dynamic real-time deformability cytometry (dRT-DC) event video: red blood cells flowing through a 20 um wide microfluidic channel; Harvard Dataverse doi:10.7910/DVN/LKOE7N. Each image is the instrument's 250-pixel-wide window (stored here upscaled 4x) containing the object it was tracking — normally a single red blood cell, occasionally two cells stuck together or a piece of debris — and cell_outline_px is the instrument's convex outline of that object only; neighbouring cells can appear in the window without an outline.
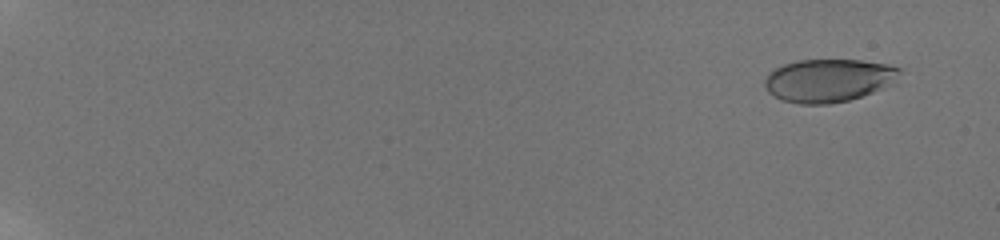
{"species": "human", "species_latin": "Homo sapiens", "temperature_condition": "room temperature", "stored_images_in_passage": 20, "camera_frame_rate_fps": 3000, "um_per_image_px": 0.085, "donor": {"sex": "male"}, "frame": {"image": 1, "passage_image": 2, "time_ms": 1.0, "image_size_px": [1000, 240], "cell_outline_px": [[900, 72], [880, 88], [872, 92], [848, 100], [828, 104], [800, 104], [780, 100], [772, 96], [764, 88], [764, 80], [768, 72], [784, 64], [796, 60], [860, 60], [888, 64], [900, 68]], "centroid_in_image_um": [70.29, 6.83], "position_along_channel_um": 14.7, "area_um2": 33.47}}
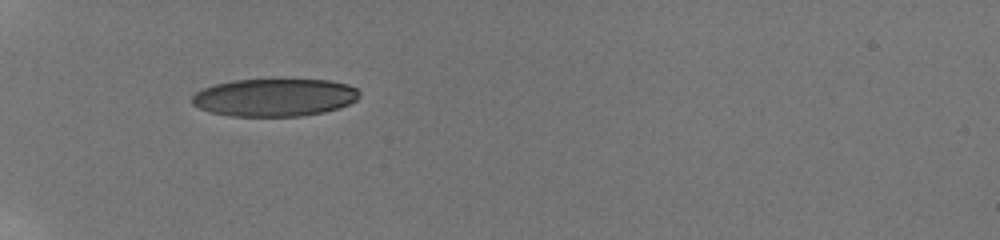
{"frame": {"image": 2, "passage_image": 15, "time_ms": 7.333, "image_size_px": [1000, 240], "cell_outline_px": [[360, 96], [356, 100], [340, 108], [324, 112], [300, 116], [232, 116], [212, 112], [200, 108], [192, 104], [192, 96], [196, 92], [204, 88], [216, 84], [232, 80], [328, 80], [348, 84], [356, 88], [360, 92]], "centroid_in_image_um": [23.36, 8.28], "position_along_channel_um": 61.6, "area_um2": 36.7}}
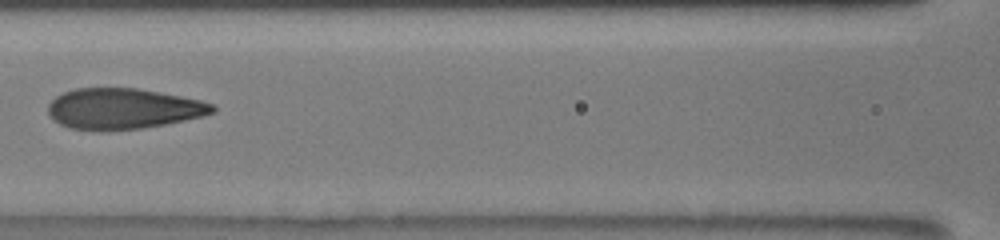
{"frame": {"image": 3, "passage_image": 18, "time_ms": 10.333, "image_size_px": [1000, 240], "cell_outline_px": [[216, 112], [184, 120], [164, 124], [140, 128], [72, 128], [60, 124], [52, 120], [48, 112], [48, 104], [56, 96], [64, 92], [76, 88], [136, 88], [160, 92], [200, 100], [212, 104], [216, 108]], "centroid_in_image_um": [10.46, 9.2], "position_along_channel_um": 156.1, "area_um2": 38.09}}